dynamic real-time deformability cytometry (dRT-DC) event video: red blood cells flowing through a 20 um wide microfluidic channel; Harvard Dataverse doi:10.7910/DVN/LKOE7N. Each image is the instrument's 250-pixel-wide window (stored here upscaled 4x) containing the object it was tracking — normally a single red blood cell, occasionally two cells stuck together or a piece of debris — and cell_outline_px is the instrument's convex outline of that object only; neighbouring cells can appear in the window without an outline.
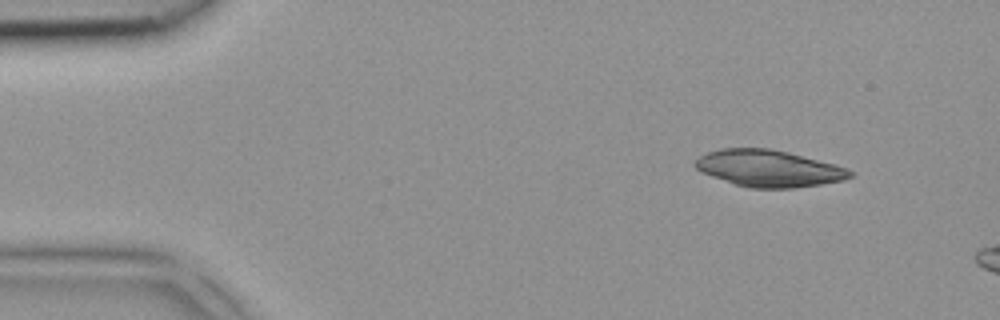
{"species": "common noctule bat (a hibernating species)", "species_latin": "Nyctalus noctula", "temperature_condition": "room temperature", "stored_images_in_passage": 3, "camera_frame_rate_fps": 3000, "um_per_image_px": 0.085, "animal": {"sex": "female", "body_mass_g": 18.4}, "frame": {"image": 1, "passage_image": 1, "time_ms": 0.0, "image_size_px": [1000, 320], "cell_outline_px": [[856, 176], [844, 180], [796, 188], [748, 188], [712, 176], [696, 168], [692, 164], [700, 156], [708, 152], [720, 148], [768, 148], [788, 152], [836, 164], [848, 168], [856, 172]], "centroid_in_image_um": [65.41, 14.31], "position_along_channel_um": 19.6, "area_um2": 33.29}}